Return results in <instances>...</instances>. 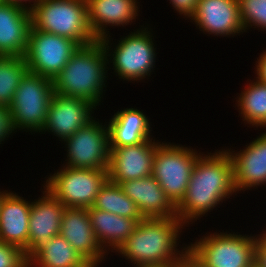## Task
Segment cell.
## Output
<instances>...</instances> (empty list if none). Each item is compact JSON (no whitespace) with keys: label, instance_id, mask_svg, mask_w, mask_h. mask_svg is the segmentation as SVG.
Instances as JSON below:
<instances>
[{"label":"cell","instance_id":"obj_20","mask_svg":"<svg viewBox=\"0 0 266 267\" xmlns=\"http://www.w3.org/2000/svg\"><path fill=\"white\" fill-rule=\"evenodd\" d=\"M137 107L121 108L107 120L109 148L140 144L153 136L149 116Z\"/></svg>","mask_w":266,"mask_h":267},{"label":"cell","instance_id":"obj_14","mask_svg":"<svg viewBox=\"0 0 266 267\" xmlns=\"http://www.w3.org/2000/svg\"><path fill=\"white\" fill-rule=\"evenodd\" d=\"M40 191L41 197L39 195L38 198L31 199L28 249L25 251L28 261L52 237L60 234L61 218L65 210V206L44 187Z\"/></svg>","mask_w":266,"mask_h":267},{"label":"cell","instance_id":"obj_27","mask_svg":"<svg viewBox=\"0 0 266 267\" xmlns=\"http://www.w3.org/2000/svg\"><path fill=\"white\" fill-rule=\"evenodd\" d=\"M28 71L24 57L0 56V105L9 107L15 90Z\"/></svg>","mask_w":266,"mask_h":267},{"label":"cell","instance_id":"obj_31","mask_svg":"<svg viewBox=\"0 0 266 267\" xmlns=\"http://www.w3.org/2000/svg\"><path fill=\"white\" fill-rule=\"evenodd\" d=\"M167 2L169 5H172V9L181 16L182 20L185 19V21L187 20L188 22L195 13L198 4V0H167Z\"/></svg>","mask_w":266,"mask_h":267},{"label":"cell","instance_id":"obj_4","mask_svg":"<svg viewBox=\"0 0 266 267\" xmlns=\"http://www.w3.org/2000/svg\"><path fill=\"white\" fill-rule=\"evenodd\" d=\"M120 37L117 41H113L111 35L100 39L107 54L108 71L123 83L134 84L150 79L155 72L159 53L154 39L156 35L150 24L146 22L144 26L143 22V25L135 26L133 31Z\"/></svg>","mask_w":266,"mask_h":267},{"label":"cell","instance_id":"obj_22","mask_svg":"<svg viewBox=\"0 0 266 267\" xmlns=\"http://www.w3.org/2000/svg\"><path fill=\"white\" fill-rule=\"evenodd\" d=\"M31 13L9 3L0 4V56L24 57Z\"/></svg>","mask_w":266,"mask_h":267},{"label":"cell","instance_id":"obj_6","mask_svg":"<svg viewBox=\"0 0 266 267\" xmlns=\"http://www.w3.org/2000/svg\"><path fill=\"white\" fill-rule=\"evenodd\" d=\"M31 24L41 32L69 38L79 46L96 41L86 0H40L31 12Z\"/></svg>","mask_w":266,"mask_h":267},{"label":"cell","instance_id":"obj_16","mask_svg":"<svg viewBox=\"0 0 266 267\" xmlns=\"http://www.w3.org/2000/svg\"><path fill=\"white\" fill-rule=\"evenodd\" d=\"M161 141L148 139L137 145L109 148V181L119 184L152 175L154 154Z\"/></svg>","mask_w":266,"mask_h":267},{"label":"cell","instance_id":"obj_3","mask_svg":"<svg viewBox=\"0 0 266 267\" xmlns=\"http://www.w3.org/2000/svg\"><path fill=\"white\" fill-rule=\"evenodd\" d=\"M108 72L107 54L100 40L79 46L53 79L54 92L85 99L100 109L110 80Z\"/></svg>","mask_w":266,"mask_h":267},{"label":"cell","instance_id":"obj_28","mask_svg":"<svg viewBox=\"0 0 266 267\" xmlns=\"http://www.w3.org/2000/svg\"><path fill=\"white\" fill-rule=\"evenodd\" d=\"M240 18L246 33L266 31V0H237Z\"/></svg>","mask_w":266,"mask_h":267},{"label":"cell","instance_id":"obj_26","mask_svg":"<svg viewBox=\"0 0 266 267\" xmlns=\"http://www.w3.org/2000/svg\"><path fill=\"white\" fill-rule=\"evenodd\" d=\"M92 207L121 217L133 218L138 223L145 219L138 206L122 191L119 184L109 180L97 194Z\"/></svg>","mask_w":266,"mask_h":267},{"label":"cell","instance_id":"obj_19","mask_svg":"<svg viewBox=\"0 0 266 267\" xmlns=\"http://www.w3.org/2000/svg\"><path fill=\"white\" fill-rule=\"evenodd\" d=\"M31 198L15 191L1 189L0 241L14 245L24 252L28 249Z\"/></svg>","mask_w":266,"mask_h":267},{"label":"cell","instance_id":"obj_30","mask_svg":"<svg viewBox=\"0 0 266 267\" xmlns=\"http://www.w3.org/2000/svg\"><path fill=\"white\" fill-rule=\"evenodd\" d=\"M14 133L16 134L11 123L10 110L8 107L0 105V146L6 143Z\"/></svg>","mask_w":266,"mask_h":267},{"label":"cell","instance_id":"obj_34","mask_svg":"<svg viewBox=\"0 0 266 267\" xmlns=\"http://www.w3.org/2000/svg\"><path fill=\"white\" fill-rule=\"evenodd\" d=\"M40 0H6L7 3L31 13Z\"/></svg>","mask_w":266,"mask_h":267},{"label":"cell","instance_id":"obj_2","mask_svg":"<svg viewBox=\"0 0 266 267\" xmlns=\"http://www.w3.org/2000/svg\"><path fill=\"white\" fill-rule=\"evenodd\" d=\"M183 229L178 217L145 218L114 253L133 267H175L188 256Z\"/></svg>","mask_w":266,"mask_h":267},{"label":"cell","instance_id":"obj_5","mask_svg":"<svg viewBox=\"0 0 266 267\" xmlns=\"http://www.w3.org/2000/svg\"><path fill=\"white\" fill-rule=\"evenodd\" d=\"M213 231L188 242V256L194 262L200 267H255L257 234Z\"/></svg>","mask_w":266,"mask_h":267},{"label":"cell","instance_id":"obj_11","mask_svg":"<svg viewBox=\"0 0 266 267\" xmlns=\"http://www.w3.org/2000/svg\"><path fill=\"white\" fill-rule=\"evenodd\" d=\"M78 48L69 38L41 32L31 25L24 58L31 73L53 80Z\"/></svg>","mask_w":266,"mask_h":267},{"label":"cell","instance_id":"obj_10","mask_svg":"<svg viewBox=\"0 0 266 267\" xmlns=\"http://www.w3.org/2000/svg\"><path fill=\"white\" fill-rule=\"evenodd\" d=\"M94 118L75 134L64 140L66 153L63 166L88 169H108L109 139L106 120Z\"/></svg>","mask_w":266,"mask_h":267},{"label":"cell","instance_id":"obj_18","mask_svg":"<svg viewBox=\"0 0 266 267\" xmlns=\"http://www.w3.org/2000/svg\"><path fill=\"white\" fill-rule=\"evenodd\" d=\"M86 3L88 21L96 40L111 35V27L125 28L140 21L139 0H86Z\"/></svg>","mask_w":266,"mask_h":267},{"label":"cell","instance_id":"obj_29","mask_svg":"<svg viewBox=\"0 0 266 267\" xmlns=\"http://www.w3.org/2000/svg\"><path fill=\"white\" fill-rule=\"evenodd\" d=\"M28 265L29 261L22 249L0 241V267H27Z\"/></svg>","mask_w":266,"mask_h":267},{"label":"cell","instance_id":"obj_15","mask_svg":"<svg viewBox=\"0 0 266 267\" xmlns=\"http://www.w3.org/2000/svg\"><path fill=\"white\" fill-rule=\"evenodd\" d=\"M252 139L240 150L226 147L232 159L234 185L238 194L263 186L262 189L266 188V131Z\"/></svg>","mask_w":266,"mask_h":267},{"label":"cell","instance_id":"obj_24","mask_svg":"<svg viewBox=\"0 0 266 267\" xmlns=\"http://www.w3.org/2000/svg\"><path fill=\"white\" fill-rule=\"evenodd\" d=\"M254 78L247 79L244 88L236 94L234 105L245 126L254 130L260 128L262 132L266 130V83Z\"/></svg>","mask_w":266,"mask_h":267},{"label":"cell","instance_id":"obj_1","mask_svg":"<svg viewBox=\"0 0 266 267\" xmlns=\"http://www.w3.org/2000/svg\"><path fill=\"white\" fill-rule=\"evenodd\" d=\"M206 152L197 158L186 195L176 206L177 217L188 229L197 220L209 216L208 213L217 211L227 200L238 196L232 159L225 147L215 149L213 153Z\"/></svg>","mask_w":266,"mask_h":267},{"label":"cell","instance_id":"obj_8","mask_svg":"<svg viewBox=\"0 0 266 267\" xmlns=\"http://www.w3.org/2000/svg\"><path fill=\"white\" fill-rule=\"evenodd\" d=\"M46 175L42 185L67 208H90L109 180L108 169L74 168L60 165Z\"/></svg>","mask_w":266,"mask_h":267},{"label":"cell","instance_id":"obj_17","mask_svg":"<svg viewBox=\"0 0 266 267\" xmlns=\"http://www.w3.org/2000/svg\"><path fill=\"white\" fill-rule=\"evenodd\" d=\"M60 235L92 267H101V265L103 267L107 259L111 260L110 257L107 258L108 254L101 248L94 235L86 208L65 207L61 218Z\"/></svg>","mask_w":266,"mask_h":267},{"label":"cell","instance_id":"obj_9","mask_svg":"<svg viewBox=\"0 0 266 267\" xmlns=\"http://www.w3.org/2000/svg\"><path fill=\"white\" fill-rule=\"evenodd\" d=\"M202 151L192 146L161 141L154 154L152 176L177 206L186 195L189 179Z\"/></svg>","mask_w":266,"mask_h":267},{"label":"cell","instance_id":"obj_23","mask_svg":"<svg viewBox=\"0 0 266 267\" xmlns=\"http://www.w3.org/2000/svg\"><path fill=\"white\" fill-rule=\"evenodd\" d=\"M94 235L101 248L111 257L135 230L138 222L110 212L88 208ZM111 252V253H110Z\"/></svg>","mask_w":266,"mask_h":267},{"label":"cell","instance_id":"obj_21","mask_svg":"<svg viewBox=\"0 0 266 267\" xmlns=\"http://www.w3.org/2000/svg\"><path fill=\"white\" fill-rule=\"evenodd\" d=\"M122 191L138 206L144 218L177 217L176 206L152 176L119 183Z\"/></svg>","mask_w":266,"mask_h":267},{"label":"cell","instance_id":"obj_33","mask_svg":"<svg viewBox=\"0 0 266 267\" xmlns=\"http://www.w3.org/2000/svg\"><path fill=\"white\" fill-rule=\"evenodd\" d=\"M254 73L255 76L260 82L266 83V48L263 50L259 57H256Z\"/></svg>","mask_w":266,"mask_h":267},{"label":"cell","instance_id":"obj_13","mask_svg":"<svg viewBox=\"0 0 266 267\" xmlns=\"http://www.w3.org/2000/svg\"><path fill=\"white\" fill-rule=\"evenodd\" d=\"M189 20L195 29L209 37L234 38L246 33L237 0H198L195 13Z\"/></svg>","mask_w":266,"mask_h":267},{"label":"cell","instance_id":"obj_36","mask_svg":"<svg viewBox=\"0 0 266 267\" xmlns=\"http://www.w3.org/2000/svg\"><path fill=\"white\" fill-rule=\"evenodd\" d=\"M6 3V0H0V4Z\"/></svg>","mask_w":266,"mask_h":267},{"label":"cell","instance_id":"obj_7","mask_svg":"<svg viewBox=\"0 0 266 267\" xmlns=\"http://www.w3.org/2000/svg\"><path fill=\"white\" fill-rule=\"evenodd\" d=\"M54 94L52 79L28 71L8 107L14 131L39 134Z\"/></svg>","mask_w":266,"mask_h":267},{"label":"cell","instance_id":"obj_35","mask_svg":"<svg viewBox=\"0 0 266 267\" xmlns=\"http://www.w3.org/2000/svg\"><path fill=\"white\" fill-rule=\"evenodd\" d=\"M177 267H200L196 262H194L189 256H187L183 261L177 264Z\"/></svg>","mask_w":266,"mask_h":267},{"label":"cell","instance_id":"obj_32","mask_svg":"<svg viewBox=\"0 0 266 267\" xmlns=\"http://www.w3.org/2000/svg\"><path fill=\"white\" fill-rule=\"evenodd\" d=\"M255 267H266V227L257 234L255 247Z\"/></svg>","mask_w":266,"mask_h":267},{"label":"cell","instance_id":"obj_12","mask_svg":"<svg viewBox=\"0 0 266 267\" xmlns=\"http://www.w3.org/2000/svg\"><path fill=\"white\" fill-rule=\"evenodd\" d=\"M97 107L82 98L54 94L41 134L46 132L61 143L87 125L95 117Z\"/></svg>","mask_w":266,"mask_h":267},{"label":"cell","instance_id":"obj_25","mask_svg":"<svg viewBox=\"0 0 266 267\" xmlns=\"http://www.w3.org/2000/svg\"><path fill=\"white\" fill-rule=\"evenodd\" d=\"M29 267H92L60 234L30 260Z\"/></svg>","mask_w":266,"mask_h":267}]
</instances>
